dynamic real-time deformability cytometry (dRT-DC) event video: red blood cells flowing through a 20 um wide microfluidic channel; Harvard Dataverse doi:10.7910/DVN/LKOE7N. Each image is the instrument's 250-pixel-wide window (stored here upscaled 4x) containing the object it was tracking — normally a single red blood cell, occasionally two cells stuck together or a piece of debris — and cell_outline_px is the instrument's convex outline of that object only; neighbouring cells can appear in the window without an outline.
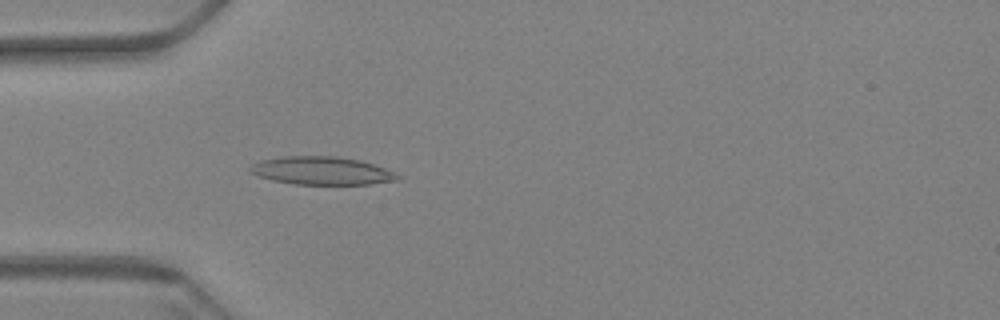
{"species": "Egyptian fruit bat (a non-hibernating species)", "species_latin": "Rousettus aegyptiacus", "temperature_condition": "warm", "stored_images_in_passage": 46, "camera_frame_rate_fps": 3000, "um_per_image_px": 0.085, "animal": {"sex": "female"}, "frame": {"image": 1, "passage_image": 3, "time_ms": 0.667, "image_size_px": [1000, 320], "cell_outline_px": [[404, 176], [400, 180], [368, 184], [292, 184], [272, 180], [248, 172], [248, 168], [252, 164], [260, 160], [280, 156], [336, 156], [360, 160], [384, 168]], "centroid_in_image_um": [27.34, 14.51], "position_along_channel_um": 57.7, "area_um2": 24.28}}
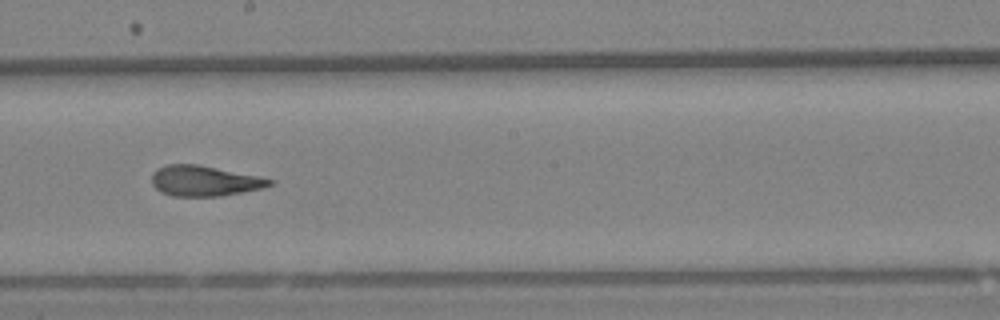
{"frame": {"image": 2, "passage_image": 19, "time_ms": 6.0, "image_size_px": [1000, 320], "cell_outline_px": [[276, 180], [272, 184], [260, 188], [220, 196], [172, 196], [160, 192], [152, 184], [152, 172], [156, 168], [168, 164], [196, 164]], "centroid_in_image_um": [17.3, 15.37], "position_along_channel_um": 230.9, "area_um2": 20.63}}
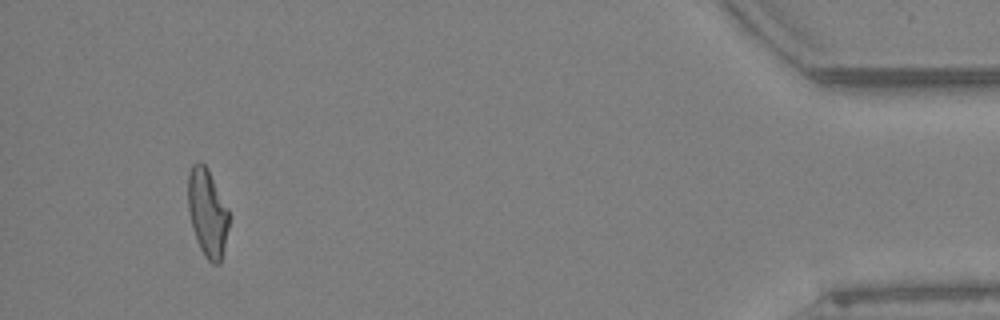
{"frame": {"image": 3, "passage_image": 42, "time_ms": 13.667, "image_size_px": [1000, 320], "cell_outline_px": [[228, 228], [220, 264], [212, 264], [204, 256], [196, 240], [192, 228], [188, 212], [188, 172], [192, 164], [196, 160], [200, 160], [208, 168], [228, 208]], "centroid_in_image_um": [17.6, 18.05], "position_along_channel_um": 417.6, "area_um2": 21.15}, "authors_computed_cell_mechanics": {"area_um2": 21.2704, "velocity_mm_per_s": 3.3483, "shape_relaxation_time_tau1_ms": null, "shape_relaxation_time_tau2_ms": 2.2983, "deformation_change_tau1": null, "deformation_change_tau2": 0.1191}}